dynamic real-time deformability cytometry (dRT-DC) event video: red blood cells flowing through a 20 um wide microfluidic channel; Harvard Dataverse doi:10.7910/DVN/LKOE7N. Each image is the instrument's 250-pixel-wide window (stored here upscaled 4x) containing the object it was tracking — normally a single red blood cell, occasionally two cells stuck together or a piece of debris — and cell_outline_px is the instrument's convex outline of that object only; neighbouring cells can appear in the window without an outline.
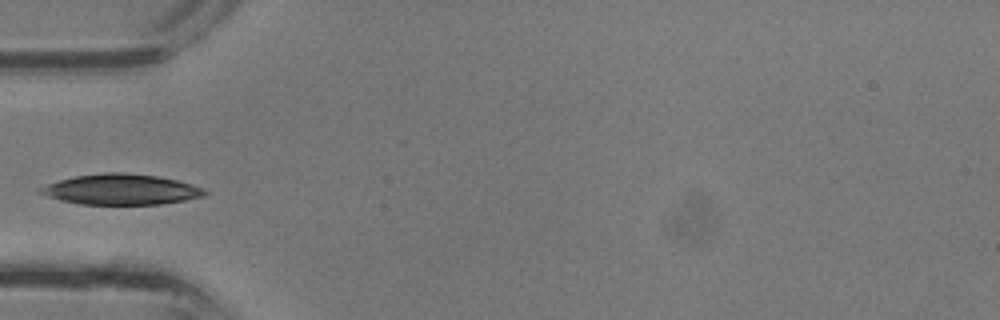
{"species": "common noctule bat (a hibernating species)", "species_latin": "Nyctalus noctula", "temperature_condition": "room temperature", "stored_images_in_passage": 20, "camera_frame_rate_fps": 3000, "um_per_image_px": 0.085, "animal": {"sex": "male", "body_mass_g": 13.3}, "frame": {"image": 1, "passage_image": 2, "time_ms": 0.333, "image_size_px": [1000, 320], "cell_outline_px": [[208, 192], [204, 196], [184, 200], [160, 204], [80, 204], [60, 200], [48, 196], [40, 192], [40, 188], [48, 184], [60, 180], [76, 176], [104, 172], [124, 172], [156, 176], [176, 180], [192, 184], [204, 188]], "centroid_in_image_um": [10.33, 16.1], "position_along_channel_um": 74.7, "area_um2": 28.96}}
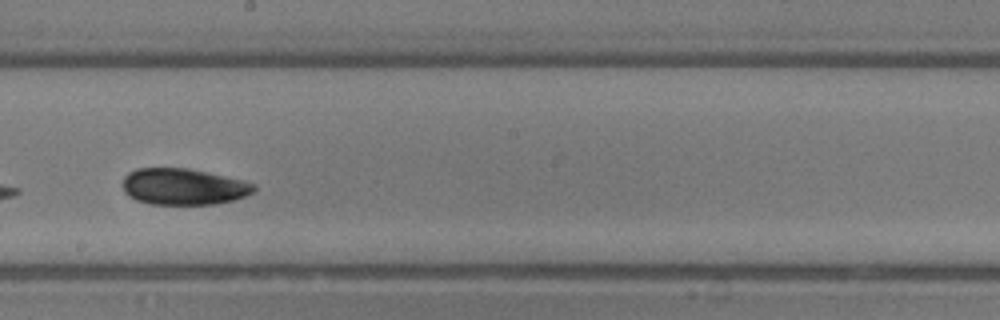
{"frame": {"image": 2, "passage_image": 10, "time_ms": 3.0, "image_size_px": [1000, 320], "cell_outline_px": [[256, 188], [252, 192], [236, 200], [216, 204], [152, 204], [136, 200], [128, 196], [124, 192], [124, 176], [128, 172], [136, 168], [188, 168], [208, 172], [244, 180], [256, 184]], "centroid_in_image_um": [15.61, 15.86], "position_along_channel_um": 232.6, "area_um2": 27.98}}
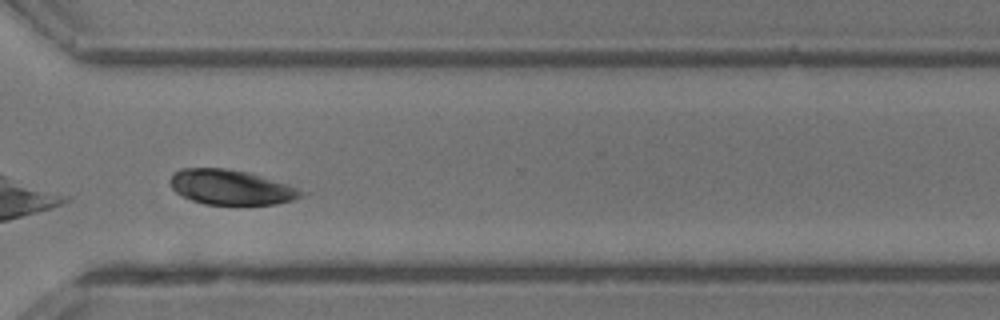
{"frame": {"image": 3, "passage_image": 16, "time_ms": 5.0, "image_size_px": [1000, 320], "cell_outline_px": [[308, 192], [304, 196], [292, 200], [276, 204], [204, 204], [192, 200], [176, 192], [172, 188], [168, 180], [172, 172], [180, 168], [224, 168], [248, 172], [288, 184]], "centroid_in_image_um": [19.63, 15.9], "position_along_channel_um": 351.0, "area_um2": 26.82}}